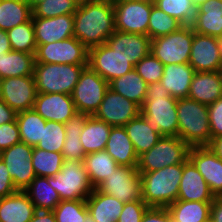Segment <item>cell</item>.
<instances>
[{
	"label": "cell",
	"mask_w": 222,
	"mask_h": 222,
	"mask_svg": "<svg viewBox=\"0 0 222 222\" xmlns=\"http://www.w3.org/2000/svg\"><path fill=\"white\" fill-rule=\"evenodd\" d=\"M190 148L178 136H162L149 151L139 156L138 172H153L183 164L189 159Z\"/></svg>",
	"instance_id": "cell-7"
},
{
	"label": "cell",
	"mask_w": 222,
	"mask_h": 222,
	"mask_svg": "<svg viewBox=\"0 0 222 222\" xmlns=\"http://www.w3.org/2000/svg\"><path fill=\"white\" fill-rule=\"evenodd\" d=\"M109 83L89 66L85 67L71 94L77 112L90 116L98 110Z\"/></svg>",
	"instance_id": "cell-9"
},
{
	"label": "cell",
	"mask_w": 222,
	"mask_h": 222,
	"mask_svg": "<svg viewBox=\"0 0 222 222\" xmlns=\"http://www.w3.org/2000/svg\"><path fill=\"white\" fill-rule=\"evenodd\" d=\"M189 64L195 72L222 70V39L194 32Z\"/></svg>",
	"instance_id": "cell-14"
},
{
	"label": "cell",
	"mask_w": 222,
	"mask_h": 222,
	"mask_svg": "<svg viewBox=\"0 0 222 222\" xmlns=\"http://www.w3.org/2000/svg\"><path fill=\"white\" fill-rule=\"evenodd\" d=\"M140 114L162 136H178L177 99L170 96L161 82L147 86Z\"/></svg>",
	"instance_id": "cell-2"
},
{
	"label": "cell",
	"mask_w": 222,
	"mask_h": 222,
	"mask_svg": "<svg viewBox=\"0 0 222 222\" xmlns=\"http://www.w3.org/2000/svg\"><path fill=\"white\" fill-rule=\"evenodd\" d=\"M211 139L222 136V96L208 105Z\"/></svg>",
	"instance_id": "cell-49"
},
{
	"label": "cell",
	"mask_w": 222,
	"mask_h": 222,
	"mask_svg": "<svg viewBox=\"0 0 222 222\" xmlns=\"http://www.w3.org/2000/svg\"><path fill=\"white\" fill-rule=\"evenodd\" d=\"M35 212V205L24 191L0 198V222H30Z\"/></svg>",
	"instance_id": "cell-26"
},
{
	"label": "cell",
	"mask_w": 222,
	"mask_h": 222,
	"mask_svg": "<svg viewBox=\"0 0 222 222\" xmlns=\"http://www.w3.org/2000/svg\"><path fill=\"white\" fill-rule=\"evenodd\" d=\"M215 196L201 173L188 159L183 163V174L179 185L177 200L212 202Z\"/></svg>",
	"instance_id": "cell-22"
},
{
	"label": "cell",
	"mask_w": 222,
	"mask_h": 222,
	"mask_svg": "<svg viewBox=\"0 0 222 222\" xmlns=\"http://www.w3.org/2000/svg\"><path fill=\"white\" fill-rule=\"evenodd\" d=\"M16 121L19 127L21 142L36 147L42 138L46 120L32 108L17 112Z\"/></svg>",
	"instance_id": "cell-37"
},
{
	"label": "cell",
	"mask_w": 222,
	"mask_h": 222,
	"mask_svg": "<svg viewBox=\"0 0 222 222\" xmlns=\"http://www.w3.org/2000/svg\"><path fill=\"white\" fill-rule=\"evenodd\" d=\"M53 213L56 222H84L89 216L86 200L61 201Z\"/></svg>",
	"instance_id": "cell-43"
},
{
	"label": "cell",
	"mask_w": 222,
	"mask_h": 222,
	"mask_svg": "<svg viewBox=\"0 0 222 222\" xmlns=\"http://www.w3.org/2000/svg\"><path fill=\"white\" fill-rule=\"evenodd\" d=\"M83 164L94 189L119 166L106 150L86 154Z\"/></svg>",
	"instance_id": "cell-34"
},
{
	"label": "cell",
	"mask_w": 222,
	"mask_h": 222,
	"mask_svg": "<svg viewBox=\"0 0 222 222\" xmlns=\"http://www.w3.org/2000/svg\"><path fill=\"white\" fill-rule=\"evenodd\" d=\"M17 191L8 172V168L0 158V198L12 195Z\"/></svg>",
	"instance_id": "cell-50"
},
{
	"label": "cell",
	"mask_w": 222,
	"mask_h": 222,
	"mask_svg": "<svg viewBox=\"0 0 222 222\" xmlns=\"http://www.w3.org/2000/svg\"><path fill=\"white\" fill-rule=\"evenodd\" d=\"M21 142L17 121L0 125V152Z\"/></svg>",
	"instance_id": "cell-48"
},
{
	"label": "cell",
	"mask_w": 222,
	"mask_h": 222,
	"mask_svg": "<svg viewBox=\"0 0 222 222\" xmlns=\"http://www.w3.org/2000/svg\"><path fill=\"white\" fill-rule=\"evenodd\" d=\"M189 160L201 173L214 196H222V160L208 146L191 147Z\"/></svg>",
	"instance_id": "cell-18"
},
{
	"label": "cell",
	"mask_w": 222,
	"mask_h": 222,
	"mask_svg": "<svg viewBox=\"0 0 222 222\" xmlns=\"http://www.w3.org/2000/svg\"><path fill=\"white\" fill-rule=\"evenodd\" d=\"M86 205L90 217L95 222H118L124 207V203L97 188L87 197Z\"/></svg>",
	"instance_id": "cell-28"
},
{
	"label": "cell",
	"mask_w": 222,
	"mask_h": 222,
	"mask_svg": "<svg viewBox=\"0 0 222 222\" xmlns=\"http://www.w3.org/2000/svg\"><path fill=\"white\" fill-rule=\"evenodd\" d=\"M115 30L148 36L152 4L137 0H112Z\"/></svg>",
	"instance_id": "cell-12"
},
{
	"label": "cell",
	"mask_w": 222,
	"mask_h": 222,
	"mask_svg": "<svg viewBox=\"0 0 222 222\" xmlns=\"http://www.w3.org/2000/svg\"><path fill=\"white\" fill-rule=\"evenodd\" d=\"M105 150L119 166H138L139 157L123 126L111 127Z\"/></svg>",
	"instance_id": "cell-27"
},
{
	"label": "cell",
	"mask_w": 222,
	"mask_h": 222,
	"mask_svg": "<svg viewBox=\"0 0 222 222\" xmlns=\"http://www.w3.org/2000/svg\"><path fill=\"white\" fill-rule=\"evenodd\" d=\"M37 45L62 41L74 36V15L53 18L32 17Z\"/></svg>",
	"instance_id": "cell-20"
},
{
	"label": "cell",
	"mask_w": 222,
	"mask_h": 222,
	"mask_svg": "<svg viewBox=\"0 0 222 222\" xmlns=\"http://www.w3.org/2000/svg\"><path fill=\"white\" fill-rule=\"evenodd\" d=\"M111 127L93 115L87 118L80 134V141L86 154L105 150Z\"/></svg>",
	"instance_id": "cell-32"
},
{
	"label": "cell",
	"mask_w": 222,
	"mask_h": 222,
	"mask_svg": "<svg viewBox=\"0 0 222 222\" xmlns=\"http://www.w3.org/2000/svg\"><path fill=\"white\" fill-rule=\"evenodd\" d=\"M84 222H95V221L92 220V218H91L90 215H89Z\"/></svg>",
	"instance_id": "cell-60"
},
{
	"label": "cell",
	"mask_w": 222,
	"mask_h": 222,
	"mask_svg": "<svg viewBox=\"0 0 222 222\" xmlns=\"http://www.w3.org/2000/svg\"><path fill=\"white\" fill-rule=\"evenodd\" d=\"M80 0H44L32 9V17L53 18L74 14Z\"/></svg>",
	"instance_id": "cell-44"
},
{
	"label": "cell",
	"mask_w": 222,
	"mask_h": 222,
	"mask_svg": "<svg viewBox=\"0 0 222 222\" xmlns=\"http://www.w3.org/2000/svg\"><path fill=\"white\" fill-rule=\"evenodd\" d=\"M170 222H179V221L175 220L170 214Z\"/></svg>",
	"instance_id": "cell-61"
},
{
	"label": "cell",
	"mask_w": 222,
	"mask_h": 222,
	"mask_svg": "<svg viewBox=\"0 0 222 222\" xmlns=\"http://www.w3.org/2000/svg\"><path fill=\"white\" fill-rule=\"evenodd\" d=\"M73 15L74 37L88 49L106 43L115 32L112 0H82Z\"/></svg>",
	"instance_id": "cell-1"
},
{
	"label": "cell",
	"mask_w": 222,
	"mask_h": 222,
	"mask_svg": "<svg viewBox=\"0 0 222 222\" xmlns=\"http://www.w3.org/2000/svg\"><path fill=\"white\" fill-rule=\"evenodd\" d=\"M35 53L11 50L0 55V78L33 76Z\"/></svg>",
	"instance_id": "cell-31"
},
{
	"label": "cell",
	"mask_w": 222,
	"mask_h": 222,
	"mask_svg": "<svg viewBox=\"0 0 222 222\" xmlns=\"http://www.w3.org/2000/svg\"><path fill=\"white\" fill-rule=\"evenodd\" d=\"M30 222H56L53 211L36 210Z\"/></svg>",
	"instance_id": "cell-54"
},
{
	"label": "cell",
	"mask_w": 222,
	"mask_h": 222,
	"mask_svg": "<svg viewBox=\"0 0 222 222\" xmlns=\"http://www.w3.org/2000/svg\"><path fill=\"white\" fill-rule=\"evenodd\" d=\"M222 96V70L195 72L189 88L188 98L210 105Z\"/></svg>",
	"instance_id": "cell-23"
},
{
	"label": "cell",
	"mask_w": 222,
	"mask_h": 222,
	"mask_svg": "<svg viewBox=\"0 0 222 222\" xmlns=\"http://www.w3.org/2000/svg\"><path fill=\"white\" fill-rule=\"evenodd\" d=\"M195 71L189 63L164 66L161 77L162 86L176 99L188 97L189 88Z\"/></svg>",
	"instance_id": "cell-25"
},
{
	"label": "cell",
	"mask_w": 222,
	"mask_h": 222,
	"mask_svg": "<svg viewBox=\"0 0 222 222\" xmlns=\"http://www.w3.org/2000/svg\"><path fill=\"white\" fill-rule=\"evenodd\" d=\"M10 41L7 31L0 29V55H4L6 52L11 51Z\"/></svg>",
	"instance_id": "cell-55"
},
{
	"label": "cell",
	"mask_w": 222,
	"mask_h": 222,
	"mask_svg": "<svg viewBox=\"0 0 222 222\" xmlns=\"http://www.w3.org/2000/svg\"><path fill=\"white\" fill-rule=\"evenodd\" d=\"M183 26L179 21L167 15L155 5L149 17L148 37L152 40L160 36L168 35Z\"/></svg>",
	"instance_id": "cell-42"
},
{
	"label": "cell",
	"mask_w": 222,
	"mask_h": 222,
	"mask_svg": "<svg viewBox=\"0 0 222 222\" xmlns=\"http://www.w3.org/2000/svg\"><path fill=\"white\" fill-rule=\"evenodd\" d=\"M89 49L74 36L37 45L35 63L88 65Z\"/></svg>",
	"instance_id": "cell-10"
},
{
	"label": "cell",
	"mask_w": 222,
	"mask_h": 222,
	"mask_svg": "<svg viewBox=\"0 0 222 222\" xmlns=\"http://www.w3.org/2000/svg\"><path fill=\"white\" fill-rule=\"evenodd\" d=\"M134 69L149 85L160 82L164 65L150 52L134 66Z\"/></svg>",
	"instance_id": "cell-46"
},
{
	"label": "cell",
	"mask_w": 222,
	"mask_h": 222,
	"mask_svg": "<svg viewBox=\"0 0 222 222\" xmlns=\"http://www.w3.org/2000/svg\"><path fill=\"white\" fill-rule=\"evenodd\" d=\"M193 38L192 25H183L168 35L152 39L150 52L164 66L189 63Z\"/></svg>",
	"instance_id": "cell-8"
},
{
	"label": "cell",
	"mask_w": 222,
	"mask_h": 222,
	"mask_svg": "<svg viewBox=\"0 0 222 222\" xmlns=\"http://www.w3.org/2000/svg\"><path fill=\"white\" fill-rule=\"evenodd\" d=\"M32 18V9L25 0H0V29L8 31Z\"/></svg>",
	"instance_id": "cell-38"
},
{
	"label": "cell",
	"mask_w": 222,
	"mask_h": 222,
	"mask_svg": "<svg viewBox=\"0 0 222 222\" xmlns=\"http://www.w3.org/2000/svg\"><path fill=\"white\" fill-rule=\"evenodd\" d=\"M36 210L53 211L61 202L58 192L48 183V177L36 176L23 190Z\"/></svg>",
	"instance_id": "cell-33"
},
{
	"label": "cell",
	"mask_w": 222,
	"mask_h": 222,
	"mask_svg": "<svg viewBox=\"0 0 222 222\" xmlns=\"http://www.w3.org/2000/svg\"><path fill=\"white\" fill-rule=\"evenodd\" d=\"M106 44L135 66L151 50V39L147 35L125 33L115 30Z\"/></svg>",
	"instance_id": "cell-21"
},
{
	"label": "cell",
	"mask_w": 222,
	"mask_h": 222,
	"mask_svg": "<svg viewBox=\"0 0 222 222\" xmlns=\"http://www.w3.org/2000/svg\"><path fill=\"white\" fill-rule=\"evenodd\" d=\"M97 189L124 204L142 199V182L137 166H118Z\"/></svg>",
	"instance_id": "cell-11"
},
{
	"label": "cell",
	"mask_w": 222,
	"mask_h": 222,
	"mask_svg": "<svg viewBox=\"0 0 222 222\" xmlns=\"http://www.w3.org/2000/svg\"><path fill=\"white\" fill-rule=\"evenodd\" d=\"M149 206L143 199L127 202L118 218V222H141Z\"/></svg>",
	"instance_id": "cell-47"
},
{
	"label": "cell",
	"mask_w": 222,
	"mask_h": 222,
	"mask_svg": "<svg viewBox=\"0 0 222 222\" xmlns=\"http://www.w3.org/2000/svg\"><path fill=\"white\" fill-rule=\"evenodd\" d=\"M48 183L59 194L61 201L86 200L93 191L83 161L64 160L61 170L48 177Z\"/></svg>",
	"instance_id": "cell-6"
},
{
	"label": "cell",
	"mask_w": 222,
	"mask_h": 222,
	"mask_svg": "<svg viewBox=\"0 0 222 222\" xmlns=\"http://www.w3.org/2000/svg\"><path fill=\"white\" fill-rule=\"evenodd\" d=\"M32 165L36 176H55L62 168L64 158L61 152H48L33 147Z\"/></svg>",
	"instance_id": "cell-39"
},
{
	"label": "cell",
	"mask_w": 222,
	"mask_h": 222,
	"mask_svg": "<svg viewBox=\"0 0 222 222\" xmlns=\"http://www.w3.org/2000/svg\"><path fill=\"white\" fill-rule=\"evenodd\" d=\"M124 128L133 143L138 157L144 152L149 151L162 137L160 133L156 132L148 125L141 114L130 120Z\"/></svg>",
	"instance_id": "cell-30"
},
{
	"label": "cell",
	"mask_w": 222,
	"mask_h": 222,
	"mask_svg": "<svg viewBox=\"0 0 222 222\" xmlns=\"http://www.w3.org/2000/svg\"><path fill=\"white\" fill-rule=\"evenodd\" d=\"M137 1L149 3V4H152V5H155V3H156V0H137Z\"/></svg>",
	"instance_id": "cell-59"
},
{
	"label": "cell",
	"mask_w": 222,
	"mask_h": 222,
	"mask_svg": "<svg viewBox=\"0 0 222 222\" xmlns=\"http://www.w3.org/2000/svg\"><path fill=\"white\" fill-rule=\"evenodd\" d=\"M210 222H222V196H215L211 203Z\"/></svg>",
	"instance_id": "cell-52"
},
{
	"label": "cell",
	"mask_w": 222,
	"mask_h": 222,
	"mask_svg": "<svg viewBox=\"0 0 222 222\" xmlns=\"http://www.w3.org/2000/svg\"><path fill=\"white\" fill-rule=\"evenodd\" d=\"M64 123L46 121L43 127L42 138L36 148L44 149L48 152H61L65 142Z\"/></svg>",
	"instance_id": "cell-45"
},
{
	"label": "cell",
	"mask_w": 222,
	"mask_h": 222,
	"mask_svg": "<svg viewBox=\"0 0 222 222\" xmlns=\"http://www.w3.org/2000/svg\"><path fill=\"white\" fill-rule=\"evenodd\" d=\"M178 137L190 147L211 142L208 105L188 97L177 99Z\"/></svg>",
	"instance_id": "cell-4"
},
{
	"label": "cell",
	"mask_w": 222,
	"mask_h": 222,
	"mask_svg": "<svg viewBox=\"0 0 222 222\" xmlns=\"http://www.w3.org/2000/svg\"><path fill=\"white\" fill-rule=\"evenodd\" d=\"M192 27L195 33L222 39V1L207 0L199 4Z\"/></svg>",
	"instance_id": "cell-24"
},
{
	"label": "cell",
	"mask_w": 222,
	"mask_h": 222,
	"mask_svg": "<svg viewBox=\"0 0 222 222\" xmlns=\"http://www.w3.org/2000/svg\"><path fill=\"white\" fill-rule=\"evenodd\" d=\"M148 84L133 68L129 73L112 80L109 88L123 97L132 100L140 107L144 103Z\"/></svg>",
	"instance_id": "cell-35"
},
{
	"label": "cell",
	"mask_w": 222,
	"mask_h": 222,
	"mask_svg": "<svg viewBox=\"0 0 222 222\" xmlns=\"http://www.w3.org/2000/svg\"><path fill=\"white\" fill-rule=\"evenodd\" d=\"M33 147L19 142L0 152L17 190L23 191L36 177L32 165Z\"/></svg>",
	"instance_id": "cell-13"
},
{
	"label": "cell",
	"mask_w": 222,
	"mask_h": 222,
	"mask_svg": "<svg viewBox=\"0 0 222 222\" xmlns=\"http://www.w3.org/2000/svg\"><path fill=\"white\" fill-rule=\"evenodd\" d=\"M208 147L222 160V136L211 139Z\"/></svg>",
	"instance_id": "cell-56"
},
{
	"label": "cell",
	"mask_w": 222,
	"mask_h": 222,
	"mask_svg": "<svg viewBox=\"0 0 222 222\" xmlns=\"http://www.w3.org/2000/svg\"><path fill=\"white\" fill-rule=\"evenodd\" d=\"M141 222H170V212L167 208L149 207Z\"/></svg>",
	"instance_id": "cell-51"
},
{
	"label": "cell",
	"mask_w": 222,
	"mask_h": 222,
	"mask_svg": "<svg viewBox=\"0 0 222 222\" xmlns=\"http://www.w3.org/2000/svg\"><path fill=\"white\" fill-rule=\"evenodd\" d=\"M155 6L182 25H192L195 19L196 6L191 0H156Z\"/></svg>",
	"instance_id": "cell-41"
},
{
	"label": "cell",
	"mask_w": 222,
	"mask_h": 222,
	"mask_svg": "<svg viewBox=\"0 0 222 222\" xmlns=\"http://www.w3.org/2000/svg\"><path fill=\"white\" fill-rule=\"evenodd\" d=\"M88 65L35 63L34 79L37 93L71 95L79 76Z\"/></svg>",
	"instance_id": "cell-5"
},
{
	"label": "cell",
	"mask_w": 222,
	"mask_h": 222,
	"mask_svg": "<svg viewBox=\"0 0 222 222\" xmlns=\"http://www.w3.org/2000/svg\"><path fill=\"white\" fill-rule=\"evenodd\" d=\"M11 49L26 53H35L36 40L32 18L23 24L17 25L7 31Z\"/></svg>",
	"instance_id": "cell-40"
},
{
	"label": "cell",
	"mask_w": 222,
	"mask_h": 222,
	"mask_svg": "<svg viewBox=\"0 0 222 222\" xmlns=\"http://www.w3.org/2000/svg\"><path fill=\"white\" fill-rule=\"evenodd\" d=\"M16 112L0 99V125L16 120Z\"/></svg>",
	"instance_id": "cell-53"
},
{
	"label": "cell",
	"mask_w": 222,
	"mask_h": 222,
	"mask_svg": "<svg viewBox=\"0 0 222 222\" xmlns=\"http://www.w3.org/2000/svg\"><path fill=\"white\" fill-rule=\"evenodd\" d=\"M89 114L75 113L65 124V142L62 148L64 160L83 161L85 151L80 141V134Z\"/></svg>",
	"instance_id": "cell-29"
},
{
	"label": "cell",
	"mask_w": 222,
	"mask_h": 222,
	"mask_svg": "<svg viewBox=\"0 0 222 222\" xmlns=\"http://www.w3.org/2000/svg\"><path fill=\"white\" fill-rule=\"evenodd\" d=\"M25 1L29 4L31 9H33L36 5L40 4L44 0H25Z\"/></svg>",
	"instance_id": "cell-57"
},
{
	"label": "cell",
	"mask_w": 222,
	"mask_h": 222,
	"mask_svg": "<svg viewBox=\"0 0 222 222\" xmlns=\"http://www.w3.org/2000/svg\"><path fill=\"white\" fill-rule=\"evenodd\" d=\"M88 66L108 83L129 73L134 66L106 43L89 48Z\"/></svg>",
	"instance_id": "cell-15"
},
{
	"label": "cell",
	"mask_w": 222,
	"mask_h": 222,
	"mask_svg": "<svg viewBox=\"0 0 222 222\" xmlns=\"http://www.w3.org/2000/svg\"><path fill=\"white\" fill-rule=\"evenodd\" d=\"M33 109L46 121L64 124L77 113L72 96L62 93H37Z\"/></svg>",
	"instance_id": "cell-19"
},
{
	"label": "cell",
	"mask_w": 222,
	"mask_h": 222,
	"mask_svg": "<svg viewBox=\"0 0 222 222\" xmlns=\"http://www.w3.org/2000/svg\"><path fill=\"white\" fill-rule=\"evenodd\" d=\"M36 96L34 76L8 77L1 80L0 99L16 113L32 109Z\"/></svg>",
	"instance_id": "cell-17"
},
{
	"label": "cell",
	"mask_w": 222,
	"mask_h": 222,
	"mask_svg": "<svg viewBox=\"0 0 222 222\" xmlns=\"http://www.w3.org/2000/svg\"><path fill=\"white\" fill-rule=\"evenodd\" d=\"M139 114L140 106L138 104L108 88L98 110L93 116L112 127H124Z\"/></svg>",
	"instance_id": "cell-16"
},
{
	"label": "cell",
	"mask_w": 222,
	"mask_h": 222,
	"mask_svg": "<svg viewBox=\"0 0 222 222\" xmlns=\"http://www.w3.org/2000/svg\"><path fill=\"white\" fill-rule=\"evenodd\" d=\"M1 80H2V79L0 78V95H1Z\"/></svg>",
	"instance_id": "cell-62"
},
{
	"label": "cell",
	"mask_w": 222,
	"mask_h": 222,
	"mask_svg": "<svg viewBox=\"0 0 222 222\" xmlns=\"http://www.w3.org/2000/svg\"><path fill=\"white\" fill-rule=\"evenodd\" d=\"M191 1L197 7L199 4H201L202 2H205L207 0H191Z\"/></svg>",
	"instance_id": "cell-58"
},
{
	"label": "cell",
	"mask_w": 222,
	"mask_h": 222,
	"mask_svg": "<svg viewBox=\"0 0 222 222\" xmlns=\"http://www.w3.org/2000/svg\"><path fill=\"white\" fill-rule=\"evenodd\" d=\"M211 203L176 200L167 209L179 222H210Z\"/></svg>",
	"instance_id": "cell-36"
},
{
	"label": "cell",
	"mask_w": 222,
	"mask_h": 222,
	"mask_svg": "<svg viewBox=\"0 0 222 222\" xmlns=\"http://www.w3.org/2000/svg\"><path fill=\"white\" fill-rule=\"evenodd\" d=\"M139 173L142 182V199L149 207L167 208L177 200L183 164Z\"/></svg>",
	"instance_id": "cell-3"
}]
</instances>
